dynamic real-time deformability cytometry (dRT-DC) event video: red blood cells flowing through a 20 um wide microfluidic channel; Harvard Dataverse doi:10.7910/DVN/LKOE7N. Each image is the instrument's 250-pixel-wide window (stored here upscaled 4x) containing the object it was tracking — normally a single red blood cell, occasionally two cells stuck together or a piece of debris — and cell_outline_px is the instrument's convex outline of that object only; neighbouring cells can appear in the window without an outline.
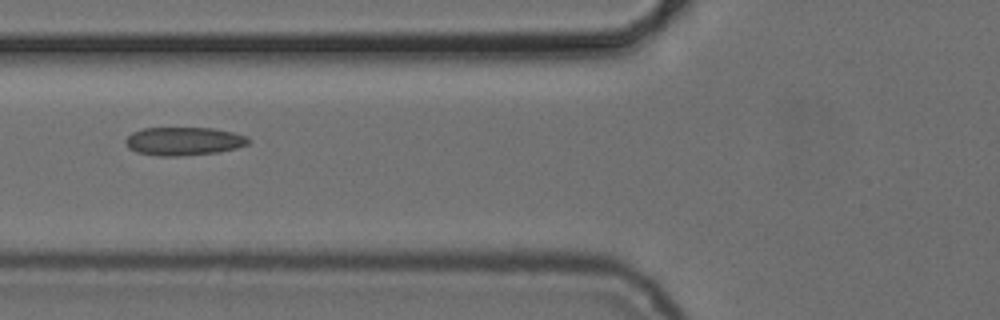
{"species": "common noctule bat (a hibernating species)", "species_latin": "Nyctalus noctula", "temperature_condition": "cold", "stored_images_in_passage": 8, "camera_frame_rate_fps": 3000, "um_per_image_px": 0.085, "animal": {"sex": "female", "body_mass_g": 24.6, "forearm_length_mm": 56.2}, "frame": {"image": 1, "passage_image": 6, "time_ms": 6.0, "image_size_px": [1000, 320], "cell_outline_px": [[252, 140], [248, 144], [236, 148], [220, 152], [180, 156], [156, 156], [136, 152], [128, 148], [124, 140], [132, 132], [144, 128], [212, 128], [232, 132], [248, 136]], "centroid_in_image_um": [15.62, 12.01], "position_along_channel_um": 110.2, "area_um2": 20.46}}
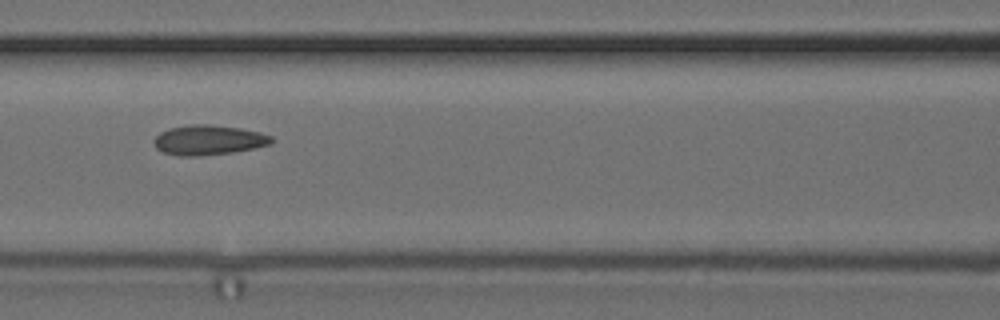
{"frame": {"image": 2, "passage_image": 7, "time_ms": 7.0, "image_size_px": [1000, 320], "cell_outline_px": [[272, 144], [256, 148], [232, 152], [196, 156], [180, 156], [164, 152], [156, 148], [152, 140], [160, 132], [168, 128], [192, 124], [208, 124], [240, 128], [260, 132], [272, 136]], "centroid_in_image_um": [17.72, 11.9], "position_along_channel_um": 148.9, "area_um2": 20.52}}
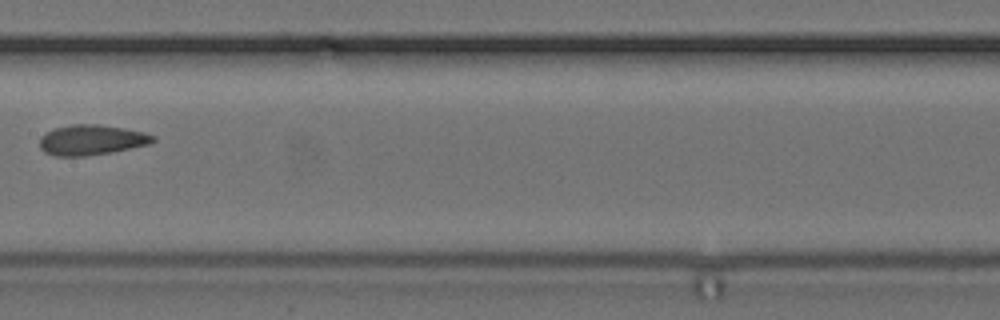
{"frame": {"image": 3, "passage_image": 8, "time_ms": 8.333, "image_size_px": [1000, 320], "cell_outline_px": [[156, 140], [148, 144], [112, 152], [84, 156], [56, 156], [44, 152], [40, 148], [40, 136], [56, 128], [72, 124], [100, 124], [124, 128], [144, 132], [156, 136]], "centroid_in_image_um": [7.78, 11.89], "position_along_channel_um": 199.6, "area_um2": 19.94}}